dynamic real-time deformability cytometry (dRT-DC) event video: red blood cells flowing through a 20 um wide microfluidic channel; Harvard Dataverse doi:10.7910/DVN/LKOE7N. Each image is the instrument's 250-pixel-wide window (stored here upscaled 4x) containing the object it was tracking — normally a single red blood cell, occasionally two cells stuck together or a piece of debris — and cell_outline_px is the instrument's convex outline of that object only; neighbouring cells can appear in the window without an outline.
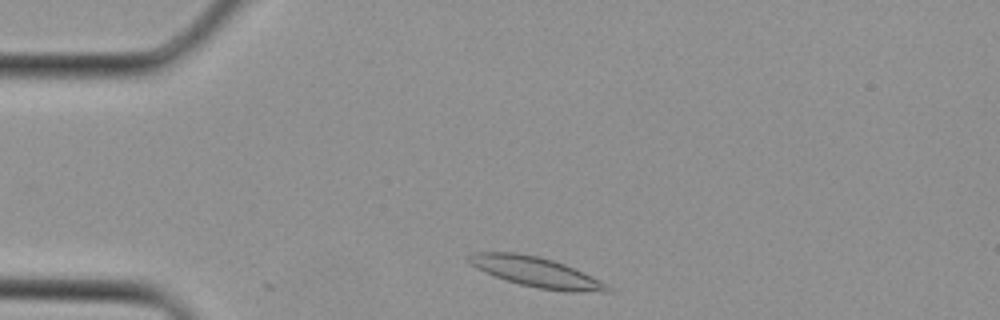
{"species": "Egyptian fruit bat (a non-hibernating species)", "species_latin": "Rousettus aegyptiacus", "temperature_condition": "cold", "stored_images_in_passage": 1, "camera_frame_rate_fps": 3000, "um_per_image_px": 0.085, "animal": {"sex": "female"}, "frame": {"image": 1, "passage_image": 1, "time_ms": 0.0, "image_size_px": [1000, 320], "cell_outline_px": [[612, 292], [572, 292], [540, 288], [520, 284], [484, 272], [476, 268], [468, 260], [468, 256], [472, 252], [516, 252], [536, 256], [552, 260], [564, 264], [584, 272], [600, 280], [612, 288]], "centroid_in_image_um": [45.61, 23.12], "position_along_channel_um": 39.4, "area_um2": 23.99}}